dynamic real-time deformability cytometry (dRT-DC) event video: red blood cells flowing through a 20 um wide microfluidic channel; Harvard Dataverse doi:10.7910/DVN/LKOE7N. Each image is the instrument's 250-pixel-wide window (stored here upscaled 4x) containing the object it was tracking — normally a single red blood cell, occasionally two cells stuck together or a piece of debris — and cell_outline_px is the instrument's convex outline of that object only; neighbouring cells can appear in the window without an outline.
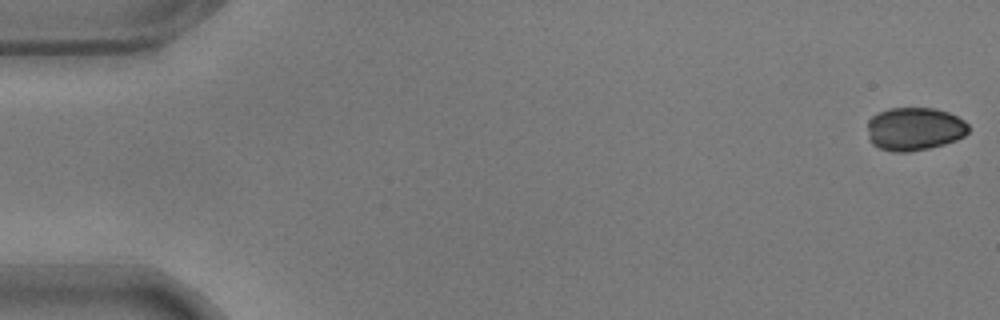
{"species": "common noctule bat (a hibernating species)", "species_latin": "Nyctalus noctula", "temperature_condition": "warm", "stored_images_in_passage": 57, "camera_frame_rate_fps": 3000, "um_per_image_px": 0.085, "animal": {"sex": "male", "body_mass_g": 17.9}, "frame": {"image": 1, "passage_image": 1, "time_ms": 0.0, "image_size_px": [1000, 320], "cell_outline_px": [[968, 132], [964, 136], [956, 140], [944, 144], [928, 148], [908, 152], [892, 152], [880, 148], [872, 144], [868, 136], [868, 120], [872, 116], [888, 108], [932, 108], [948, 112], [964, 120], [968, 124]], "centroid_in_image_um": [77.72, 10.96], "position_along_channel_um": 7.3, "area_um2": 25.43}}
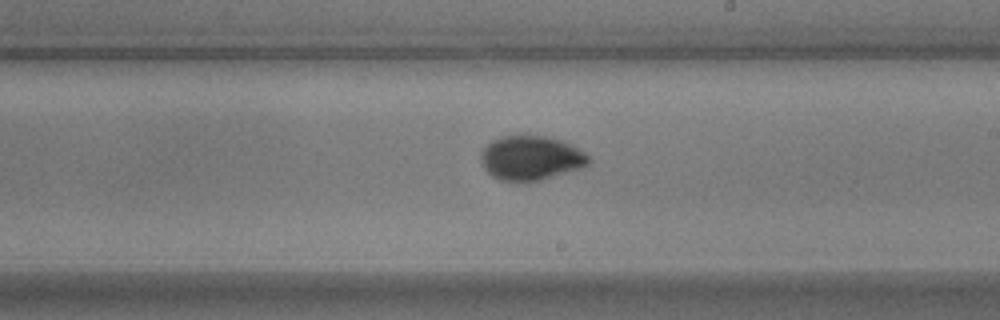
{"frame": {"image": 2, "passage_image": 33, "time_ms": 10.667, "image_size_px": [1000, 320], "cell_outline_px": [[588, 164], [580, 168], [540, 180], [500, 180], [492, 176], [484, 168], [480, 160], [480, 152], [492, 140], [500, 136], [548, 136], [572, 144], [584, 152], [588, 156]], "centroid_in_image_um": [45.1, 13.41], "position_along_channel_um": 243.9, "area_um2": 27.51}}
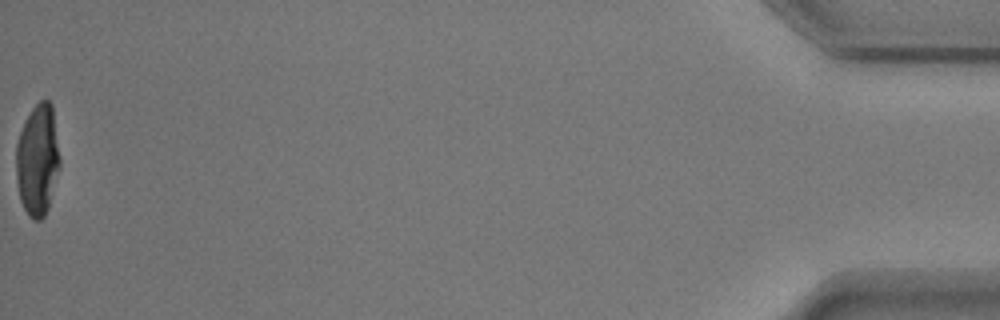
{"frame": {"image": 3, "passage_image": 57, "time_ms": 18.667, "image_size_px": [1000, 320], "cell_outline_px": [[60, 164], [48, 208], [44, 216], [40, 220], [32, 220], [28, 216], [20, 200], [16, 180], [16, 144], [24, 120], [32, 108], [40, 100], [48, 100], [52, 104], [60, 160]], "centroid_in_image_um": [3.18, 13.59], "position_along_channel_um": 432.0, "area_um2": 28.5}, "authors_computed_cell_mechanics": {"area_um2": 27.9174, "velocity_mm_per_s": 3.575, "shape_relaxation_time_tau1_ms": 4.1308, "shape_relaxation_time_tau2_ms": null, "deformation_change_tau1": 0.1686, "deformation_change_tau2": null}}